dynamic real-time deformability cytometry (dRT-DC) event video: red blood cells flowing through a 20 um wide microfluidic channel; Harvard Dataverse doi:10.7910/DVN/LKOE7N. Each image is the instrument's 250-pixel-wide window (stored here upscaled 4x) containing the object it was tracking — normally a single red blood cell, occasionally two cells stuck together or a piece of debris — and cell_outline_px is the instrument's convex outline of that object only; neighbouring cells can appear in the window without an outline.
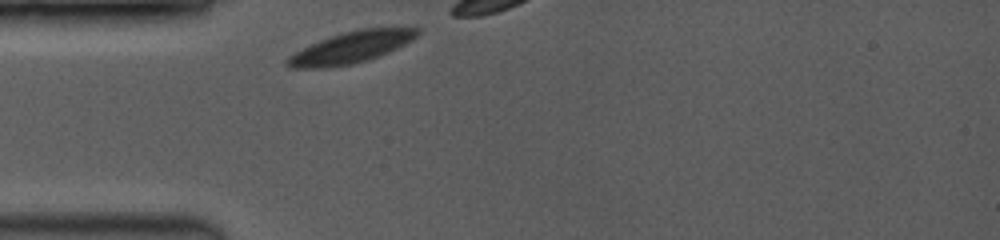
{"species": "common noctule bat (a hibernating species)", "species_latin": "Nyctalus noctula", "temperature_condition": "room temperature", "stored_images_in_passage": 7, "camera_frame_rate_fps": 3500, "um_per_image_px": 0.085, "animal": {"sex": "female", "body_mass_g": 19.0, "forearm_length_mm": 53.3}, "frame": {"image": 1, "passage_image": 1, "time_ms": 0.0, "image_size_px": [1000, 240], "cell_outline_px": [[420, 32], [412, 40], [388, 52], [368, 60], [352, 64], [324, 68], [292, 68], [284, 64], [284, 60], [288, 56], [320, 40], [344, 32], [360, 28], [420, 28]], "centroid_in_image_um": [29.82, 4.04], "position_along_channel_um": 55.2, "area_um2": 23.58}}
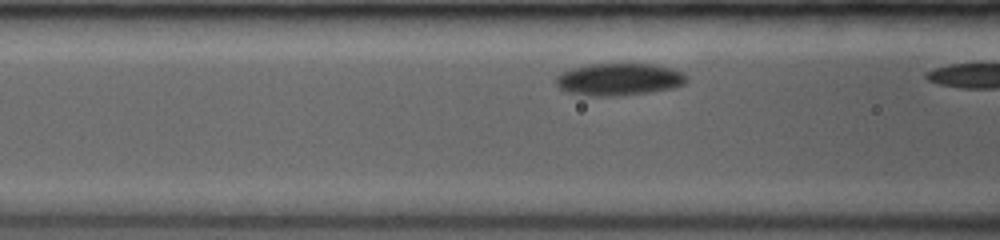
{"frame": {"image": 2, "passage_image": 5, "time_ms": 1.714, "image_size_px": [1000, 240], "cell_outline_px": [[688, 80], [684, 84], [672, 88], [648, 92], [620, 96], [592, 96], [568, 92], [560, 88], [556, 84], [556, 76], [560, 72], [572, 68], [588, 64], [652, 64], [672, 68], [684, 72], [688, 76]], "centroid_in_image_um": [52.63, 6.74], "position_along_channel_um": 114.0, "area_um2": 24.68}}